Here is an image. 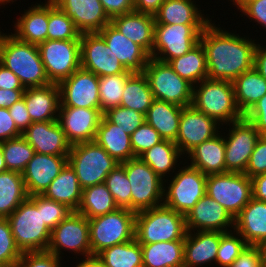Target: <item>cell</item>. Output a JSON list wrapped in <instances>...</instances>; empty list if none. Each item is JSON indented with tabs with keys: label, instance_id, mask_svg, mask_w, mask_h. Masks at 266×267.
I'll list each match as a JSON object with an SVG mask.
<instances>
[{
	"label": "cell",
	"instance_id": "cell-1",
	"mask_svg": "<svg viewBox=\"0 0 266 267\" xmlns=\"http://www.w3.org/2000/svg\"><path fill=\"white\" fill-rule=\"evenodd\" d=\"M243 36L236 34V31H225L212 21L205 27L200 42L206 52L209 79L233 82L254 67L257 43Z\"/></svg>",
	"mask_w": 266,
	"mask_h": 267
},
{
	"label": "cell",
	"instance_id": "cell-2",
	"mask_svg": "<svg viewBox=\"0 0 266 267\" xmlns=\"http://www.w3.org/2000/svg\"><path fill=\"white\" fill-rule=\"evenodd\" d=\"M0 63L17 76L24 88L50 84L37 45L0 30Z\"/></svg>",
	"mask_w": 266,
	"mask_h": 267
},
{
	"label": "cell",
	"instance_id": "cell-3",
	"mask_svg": "<svg viewBox=\"0 0 266 267\" xmlns=\"http://www.w3.org/2000/svg\"><path fill=\"white\" fill-rule=\"evenodd\" d=\"M7 219L21 252L48 249L52 231L43 221L42 194L29 196Z\"/></svg>",
	"mask_w": 266,
	"mask_h": 267
},
{
	"label": "cell",
	"instance_id": "cell-4",
	"mask_svg": "<svg viewBox=\"0 0 266 267\" xmlns=\"http://www.w3.org/2000/svg\"><path fill=\"white\" fill-rule=\"evenodd\" d=\"M191 105L223 126L244 118L236 104L234 85L230 81L206 78L197 83L193 86Z\"/></svg>",
	"mask_w": 266,
	"mask_h": 267
},
{
	"label": "cell",
	"instance_id": "cell-5",
	"mask_svg": "<svg viewBox=\"0 0 266 267\" xmlns=\"http://www.w3.org/2000/svg\"><path fill=\"white\" fill-rule=\"evenodd\" d=\"M185 215L160 205L136 212L135 239L140 244L185 240Z\"/></svg>",
	"mask_w": 266,
	"mask_h": 267
},
{
	"label": "cell",
	"instance_id": "cell-6",
	"mask_svg": "<svg viewBox=\"0 0 266 267\" xmlns=\"http://www.w3.org/2000/svg\"><path fill=\"white\" fill-rule=\"evenodd\" d=\"M135 216L136 212L128 208H118L105 215L88 219L92 258L105 248L133 240Z\"/></svg>",
	"mask_w": 266,
	"mask_h": 267
},
{
	"label": "cell",
	"instance_id": "cell-7",
	"mask_svg": "<svg viewBox=\"0 0 266 267\" xmlns=\"http://www.w3.org/2000/svg\"><path fill=\"white\" fill-rule=\"evenodd\" d=\"M68 164L75 171L79 184L85 189L104 183L118 161L111 157L96 141L71 146Z\"/></svg>",
	"mask_w": 266,
	"mask_h": 267
},
{
	"label": "cell",
	"instance_id": "cell-8",
	"mask_svg": "<svg viewBox=\"0 0 266 267\" xmlns=\"http://www.w3.org/2000/svg\"><path fill=\"white\" fill-rule=\"evenodd\" d=\"M174 174L170 181L164 180L163 205L186 215L206 194L207 175L189 164Z\"/></svg>",
	"mask_w": 266,
	"mask_h": 267
},
{
	"label": "cell",
	"instance_id": "cell-9",
	"mask_svg": "<svg viewBox=\"0 0 266 267\" xmlns=\"http://www.w3.org/2000/svg\"><path fill=\"white\" fill-rule=\"evenodd\" d=\"M208 24H155L154 45L150 57L168 63L185 55L200 42Z\"/></svg>",
	"mask_w": 266,
	"mask_h": 267
},
{
	"label": "cell",
	"instance_id": "cell-10",
	"mask_svg": "<svg viewBox=\"0 0 266 267\" xmlns=\"http://www.w3.org/2000/svg\"><path fill=\"white\" fill-rule=\"evenodd\" d=\"M131 186V210L139 212L163 204L164 180L139 157L121 163Z\"/></svg>",
	"mask_w": 266,
	"mask_h": 267
},
{
	"label": "cell",
	"instance_id": "cell-11",
	"mask_svg": "<svg viewBox=\"0 0 266 267\" xmlns=\"http://www.w3.org/2000/svg\"><path fill=\"white\" fill-rule=\"evenodd\" d=\"M143 73L154 99L181 107L191 105L193 85L181 78L168 63L150 57Z\"/></svg>",
	"mask_w": 266,
	"mask_h": 267
},
{
	"label": "cell",
	"instance_id": "cell-12",
	"mask_svg": "<svg viewBox=\"0 0 266 267\" xmlns=\"http://www.w3.org/2000/svg\"><path fill=\"white\" fill-rule=\"evenodd\" d=\"M206 194L235 218L252 198V181L244 173L210 174L207 175Z\"/></svg>",
	"mask_w": 266,
	"mask_h": 267
},
{
	"label": "cell",
	"instance_id": "cell-13",
	"mask_svg": "<svg viewBox=\"0 0 266 267\" xmlns=\"http://www.w3.org/2000/svg\"><path fill=\"white\" fill-rule=\"evenodd\" d=\"M38 49L51 83L58 84L81 67L80 39L46 40Z\"/></svg>",
	"mask_w": 266,
	"mask_h": 267
},
{
	"label": "cell",
	"instance_id": "cell-14",
	"mask_svg": "<svg viewBox=\"0 0 266 267\" xmlns=\"http://www.w3.org/2000/svg\"><path fill=\"white\" fill-rule=\"evenodd\" d=\"M47 250L61 259L62 250L82 255L85 259L92 258L88 218L73 211L52 230Z\"/></svg>",
	"mask_w": 266,
	"mask_h": 267
},
{
	"label": "cell",
	"instance_id": "cell-15",
	"mask_svg": "<svg viewBox=\"0 0 266 267\" xmlns=\"http://www.w3.org/2000/svg\"><path fill=\"white\" fill-rule=\"evenodd\" d=\"M225 125L232 126L224 136L226 172L245 173L260 133L245 118Z\"/></svg>",
	"mask_w": 266,
	"mask_h": 267
},
{
	"label": "cell",
	"instance_id": "cell-16",
	"mask_svg": "<svg viewBox=\"0 0 266 267\" xmlns=\"http://www.w3.org/2000/svg\"><path fill=\"white\" fill-rule=\"evenodd\" d=\"M80 58L81 68L93 72L98 77L132 73L119 62L98 32L81 33Z\"/></svg>",
	"mask_w": 266,
	"mask_h": 267
},
{
	"label": "cell",
	"instance_id": "cell-17",
	"mask_svg": "<svg viewBox=\"0 0 266 267\" xmlns=\"http://www.w3.org/2000/svg\"><path fill=\"white\" fill-rule=\"evenodd\" d=\"M60 107L100 109L99 77L83 68L58 83Z\"/></svg>",
	"mask_w": 266,
	"mask_h": 267
},
{
	"label": "cell",
	"instance_id": "cell-18",
	"mask_svg": "<svg viewBox=\"0 0 266 267\" xmlns=\"http://www.w3.org/2000/svg\"><path fill=\"white\" fill-rule=\"evenodd\" d=\"M221 125L212 117L200 112L192 105L182 108L179 131L175 144L185 156L195 146L217 135ZM186 153V154H185Z\"/></svg>",
	"mask_w": 266,
	"mask_h": 267
},
{
	"label": "cell",
	"instance_id": "cell-19",
	"mask_svg": "<svg viewBox=\"0 0 266 267\" xmlns=\"http://www.w3.org/2000/svg\"><path fill=\"white\" fill-rule=\"evenodd\" d=\"M103 113L100 109L59 107L58 122L71 145L95 141Z\"/></svg>",
	"mask_w": 266,
	"mask_h": 267
},
{
	"label": "cell",
	"instance_id": "cell-20",
	"mask_svg": "<svg viewBox=\"0 0 266 267\" xmlns=\"http://www.w3.org/2000/svg\"><path fill=\"white\" fill-rule=\"evenodd\" d=\"M185 220L187 231H217L226 233L234 228V218L208 194H205L187 212Z\"/></svg>",
	"mask_w": 266,
	"mask_h": 267
},
{
	"label": "cell",
	"instance_id": "cell-21",
	"mask_svg": "<svg viewBox=\"0 0 266 267\" xmlns=\"http://www.w3.org/2000/svg\"><path fill=\"white\" fill-rule=\"evenodd\" d=\"M68 164V155H47L35 152L22 173L28 196L43 194Z\"/></svg>",
	"mask_w": 266,
	"mask_h": 267
},
{
	"label": "cell",
	"instance_id": "cell-22",
	"mask_svg": "<svg viewBox=\"0 0 266 267\" xmlns=\"http://www.w3.org/2000/svg\"><path fill=\"white\" fill-rule=\"evenodd\" d=\"M22 137L40 154L69 155L72 146L58 120L33 122Z\"/></svg>",
	"mask_w": 266,
	"mask_h": 267
},
{
	"label": "cell",
	"instance_id": "cell-23",
	"mask_svg": "<svg viewBox=\"0 0 266 267\" xmlns=\"http://www.w3.org/2000/svg\"><path fill=\"white\" fill-rule=\"evenodd\" d=\"M69 16L81 33L101 31L111 19L100 0H52Z\"/></svg>",
	"mask_w": 266,
	"mask_h": 267
},
{
	"label": "cell",
	"instance_id": "cell-24",
	"mask_svg": "<svg viewBox=\"0 0 266 267\" xmlns=\"http://www.w3.org/2000/svg\"><path fill=\"white\" fill-rule=\"evenodd\" d=\"M127 71L143 73L150 55L138 44L120 33L111 23L98 32Z\"/></svg>",
	"mask_w": 266,
	"mask_h": 267
},
{
	"label": "cell",
	"instance_id": "cell-25",
	"mask_svg": "<svg viewBox=\"0 0 266 267\" xmlns=\"http://www.w3.org/2000/svg\"><path fill=\"white\" fill-rule=\"evenodd\" d=\"M223 234L217 231H188L184 240V267H199L212 262L216 264Z\"/></svg>",
	"mask_w": 266,
	"mask_h": 267
},
{
	"label": "cell",
	"instance_id": "cell-26",
	"mask_svg": "<svg viewBox=\"0 0 266 267\" xmlns=\"http://www.w3.org/2000/svg\"><path fill=\"white\" fill-rule=\"evenodd\" d=\"M23 98L32 122L58 119L60 90L57 83L25 88Z\"/></svg>",
	"mask_w": 266,
	"mask_h": 267
},
{
	"label": "cell",
	"instance_id": "cell-27",
	"mask_svg": "<svg viewBox=\"0 0 266 267\" xmlns=\"http://www.w3.org/2000/svg\"><path fill=\"white\" fill-rule=\"evenodd\" d=\"M110 23L128 39L141 46L149 55L154 45L155 18L153 15L132 11L111 18Z\"/></svg>",
	"mask_w": 266,
	"mask_h": 267
},
{
	"label": "cell",
	"instance_id": "cell-28",
	"mask_svg": "<svg viewBox=\"0 0 266 267\" xmlns=\"http://www.w3.org/2000/svg\"><path fill=\"white\" fill-rule=\"evenodd\" d=\"M234 231L239 233L247 245L256 246L266 239V202L253 197L234 218Z\"/></svg>",
	"mask_w": 266,
	"mask_h": 267
},
{
	"label": "cell",
	"instance_id": "cell-29",
	"mask_svg": "<svg viewBox=\"0 0 266 267\" xmlns=\"http://www.w3.org/2000/svg\"><path fill=\"white\" fill-rule=\"evenodd\" d=\"M195 146L187 154L190 166L199 169L203 174H219L226 172L225 166V140L222 133ZM190 157V158H189Z\"/></svg>",
	"mask_w": 266,
	"mask_h": 267
},
{
	"label": "cell",
	"instance_id": "cell-30",
	"mask_svg": "<svg viewBox=\"0 0 266 267\" xmlns=\"http://www.w3.org/2000/svg\"><path fill=\"white\" fill-rule=\"evenodd\" d=\"M22 16L14 23V33L17 39L39 45L47 40L48 31V0L45 3H37L28 7Z\"/></svg>",
	"mask_w": 266,
	"mask_h": 267
},
{
	"label": "cell",
	"instance_id": "cell-31",
	"mask_svg": "<svg viewBox=\"0 0 266 267\" xmlns=\"http://www.w3.org/2000/svg\"><path fill=\"white\" fill-rule=\"evenodd\" d=\"M95 141L119 163L135 158L127 132L102 116Z\"/></svg>",
	"mask_w": 266,
	"mask_h": 267
},
{
	"label": "cell",
	"instance_id": "cell-32",
	"mask_svg": "<svg viewBox=\"0 0 266 267\" xmlns=\"http://www.w3.org/2000/svg\"><path fill=\"white\" fill-rule=\"evenodd\" d=\"M194 0H165L154 15L155 24H209Z\"/></svg>",
	"mask_w": 266,
	"mask_h": 267
},
{
	"label": "cell",
	"instance_id": "cell-33",
	"mask_svg": "<svg viewBox=\"0 0 266 267\" xmlns=\"http://www.w3.org/2000/svg\"><path fill=\"white\" fill-rule=\"evenodd\" d=\"M182 108L173 103L154 99L145 115V121L163 139L175 141L179 131Z\"/></svg>",
	"mask_w": 266,
	"mask_h": 267
},
{
	"label": "cell",
	"instance_id": "cell-34",
	"mask_svg": "<svg viewBox=\"0 0 266 267\" xmlns=\"http://www.w3.org/2000/svg\"><path fill=\"white\" fill-rule=\"evenodd\" d=\"M143 267H184V240L141 244Z\"/></svg>",
	"mask_w": 266,
	"mask_h": 267
},
{
	"label": "cell",
	"instance_id": "cell-35",
	"mask_svg": "<svg viewBox=\"0 0 266 267\" xmlns=\"http://www.w3.org/2000/svg\"><path fill=\"white\" fill-rule=\"evenodd\" d=\"M82 190L75 171L67 164L42 195L77 211L82 198Z\"/></svg>",
	"mask_w": 266,
	"mask_h": 267
},
{
	"label": "cell",
	"instance_id": "cell-36",
	"mask_svg": "<svg viewBox=\"0 0 266 267\" xmlns=\"http://www.w3.org/2000/svg\"><path fill=\"white\" fill-rule=\"evenodd\" d=\"M181 156L184 155L180 152L174 141L163 139L161 142L142 153L139 158L147 163L160 178L165 180V177H171V174L176 172L174 170L177 169V166L178 169L180 168L177 162L180 161L179 158H181Z\"/></svg>",
	"mask_w": 266,
	"mask_h": 267
},
{
	"label": "cell",
	"instance_id": "cell-37",
	"mask_svg": "<svg viewBox=\"0 0 266 267\" xmlns=\"http://www.w3.org/2000/svg\"><path fill=\"white\" fill-rule=\"evenodd\" d=\"M236 104L245 115L266 94V80L253 67L233 81Z\"/></svg>",
	"mask_w": 266,
	"mask_h": 267
},
{
	"label": "cell",
	"instance_id": "cell-38",
	"mask_svg": "<svg viewBox=\"0 0 266 267\" xmlns=\"http://www.w3.org/2000/svg\"><path fill=\"white\" fill-rule=\"evenodd\" d=\"M168 64L193 86L208 78L206 52L201 42L185 55L171 59Z\"/></svg>",
	"mask_w": 266,
	"mask_h": 267
},
{
	"label": "cell",
	"instance_id": "cell-39",
	"mask_svg": "<svg viewBox=\"0 0 266 267\" xmlns=\"http://www.w3.org/2000/svg\"><path fill=\"white\" fill-rule=\"evenodd\" d=\"M23 175L16 171L0 173V218H7L28 198Z\"/></svg>",
	"mask_w": 266,
	"mask_h": 267
},
{
	"label": "cell",
	"instance_id": "cell-40",
	"mask_svg": "<svg viewBox=\"0 0 266 267\" xmlns=\"http://www.w3.org/2000/svg\"><path fill=\"white\" fill-rule=\"evenodd\" d=\"M118 208L106 184L100 183L82 190L81 202L76 212L92 219Z\"/></svg>",
	"mask_w": 266,
	"mask_h": 267
},
{
	"label": "cell",
	"instance_id": "cell-41",
	"mask_svg": "<svg viewBox=\"0 0 266 267\" xmlns=\"http://www.w3.org/2000/svg\"><path fill=\"white\" fill-rule=\"evenodd\" d=\"M94 258L104 267H143L141 244L135 238L105 248Z\"/></svg>",
	"mask_w": 266,
	"mask_h": 267
},
{
	"label": "cell",
	"instance_id": "cell-42",
	"mask_svg": "<svg viewBox=\"0 0 266 267\" xmlns=\"http://www.w3.org/2000/svg\"><path fill=\"white\" fill-rule=\"evenodd\" d=\"M153 100V93L145 74L132 73L125 84L120 106L146 115Z\"/></svg>",
	"mask_w": 266,
	"mask_h": 267
},
{
	"label": "cell",
	"instance_id": "cell-43",
	"mask_svg": "<svg viewBox=\"0 0 266 267\" xmlns=\"http://www.w3.org/2000/svg\"><path fill=\"white\" fill-rule=\"evenodd\" d=\"M8 171L23 173L35 154L34 148L22 137L0 142Z\"/></svg>",
	"mask_w": 266,
	"mask_h": 267
},
{
	"label": "cell",
	"instance_id": "cell-44",
	"mask_svg": "<svg viewBox=\"0 0 266 267\" xmlns=\"http://www.w3.org/2000/svg\"><path fill=\"white\" fill-rule=\"evenodd\" d=\"M81 32L73 20L66 15L52 0H48L47 40L80 39Z\"/></svg>",
	"mask_w": 266,
	"mask_h": 267
},
{
	"label": "cell",
	"instance_id": "cell-45",
	"mask_svg": "<svg viewBox=\"0 0 266 267\" xmlns=\"http://www.w3.org/2000/svg\"><path fill=\"white\" fill-rule=\"evenodd\" d=\"M132 73L99 77V99L102 113L121 105L125 84Z\"/></svg>",
	"mask_w": 266,
	"mask_h": 267
},
{
	"label": "cell",
	"instance_id": "cell-46",
	"mask_svg": "<svg viewBox=\"0 0 266 267\" xmlns=\"http://www.w3.org/2000/svg\"><path fill=\"white\" fill-rule=\"evenodd\" d=\"M119 208L131 210V186L124 166L119 163L107 175L105 182Z\"/></svg>",
	"mask_w": 266,
	"mask_h": 267
},
{
	"label": "cell",
	"instance_id": "cell-47",
	"mask_svg": "<svg viewBox=\"0 0 266 267\" xmlns=\"http://www.w3.org/2000/svg\"><path fill=\"white\" fill-rule=\"evenodd\" d=\"M246 246L244 238L236 231L224 233L220 238L216 264L220 267H229Z\"/></svg>",
	"mask_w": 266,
	"mask_h": 267
},
{
	"label": "cell",
	"instance_id": "cell-48",
	"mask_svg": "<svg viewBox=\"0 0 266 267\" xmlns=\"http://www.w3.org/2000/svg\"><path fill=\"white\" fill-rule=\"evenodd\" d=\"M103 116L111 123L131 135L145 122V115L126 107L118 106L103 113Z\"/></svg>",
	"mask_w": 266,
	"mask_h": 267
},
{
	"label": "cell",
	"instance_id": "cell-49",
	"mask_svg": "<svg viewBox=\"0 0 266 267\" xmlns=\"http://www.w3.org/2000/svg\"><path fill=\"white\" fill-rule=\"evenodd\" d=\"M22 252L16 246L7 218H0V262L14 267Z\"/></svg>",
	"mask_w": 266,
	"mask_h": 267
},
{
	"label": "cell",
	"instance_id": "cell-50",
	"mask_svg": "<svg viewBox=\"0 0 266 267\" xmlns=\"http://www.w3.org/2000/svg\"><path fill=\"white\" fill-rule=\"evenodd\" d=\"M132 151L135 157L161 142L163 138L146 121L130 135Z\"/></svg>",
	"mask_w": 266,
	"mask_h": 267
},
{
	"label": "cell",
	"instance_id": "cell-51",
	"mask_svg": "<svg viewBox=\"0 0 266 267\" xmlns=\"http://www.w3.org/2000/svg\"><path fill=\"white\" fill-rule=\"evenodd\" d=\"M73 210L66 204L56 202L42 195V216L46 226L52 231L63 219H66Z\"/></svg>",
	"mask_w": 266,
	"mask_h": 267
},
{
	"label": "cell",
	"instance_id": "cell-52",
	"mask_svg": "<svg viewBox=\"0 0 266 267\" xmlns=\"http://www.w3.org/2000/svg\"><path fill=\"white\" fill-rule=\"evenodd\" d=\"M61 258L48 250L22 252L14 267H62Z\"/></svg>",
	"mask_w": 266,
	"mask_h": 267
},
{
	"label": "cell",
	"instance_id": "cell-53",
	"mask_svg": "<svg viewBox=\"0 0 266 267\" xmlns=\"http://www.w3.org/2000/svg\"><path fill=\"white\" fill-rule=\"evenodd\" d=\"M266 173V141L261 137L249 158L245 173L249 178Z\"/></svg>",
	"mask_w": 266,
	"mask_h": 267
},
{
	"label": "cell",
	"instance_id": "cell-54",
	"mask_svg": "<svg viewBox=\"0 0 266 267\" xmlns=\"http://www.w3.org/2000/svg\"><path fill=\"white\" fill-rule=\"evenodd\" d=\"M240 12H243L240 15H246L251 21L266 29V0H251L240 9Z\"/></svg>",
	"mask_w": 266,
	"mask_h": 267
},
{
	"label": "cell",
	"instance_id": "cell-55",
	"mask_svg": "<svg viewBox=\"0 0 266 267\" xmlns=\"http://www.w3.org/2000/svg\"><path fill=\"white\" fill-rule=\"evenodd\" d=\"M260 135L266 130V94L244 115Z\"/></svg>",
	"mask_w": 266,
	"mask_h": 267
},
{
	"label": "cell",
	"instance_id": "cell-56",
	"mask_svg": "<svg viewBox=\"0 0 266 267\" xmlns=\"http://www.w3.org/2000/svg\"><path fill=\"white\" fill-rule=\"evenodd\" d=\"M22 136L7 108H0V142Z\"/></svg>",
	"mask_w": 266,
	"mask_h": 267
},
{
	"label": "cell",
	"instance_id": "cell-57",
	"mask_svg": "<svg viewBox=\"0 0 266 267\" xmlns=\"http://www.w3.org/2000/svg\"><path fill=\"white\" fill-rule=\"evenodd\" d=\"M8 111L17 128L22 133L33 123L26 108L24 98L14 103L10 108H8Z\"/></svg>",
	"mask_w": 266,
	"mask_h": 267
},
{
	"label": "cell",
	"instance_id": "cell-58",
	"mask_svg": "<svg viewBox=\"0 0 266 267\" xmlns=\"http://www.w3.org/2000/svg\"><path fill=\"white\" fill-rule=\"evenodd\" d=\"M229 267H262L258 248L247 245Z\"/></svg>",
	"mask_w": 266,
	"mask_h": 267
},
{
	"label": "cell",
	"instance_id": "cell-59",
	"mask_svg": "<svg viewBox=\"0 0 266 267\" xmlns=\"http://www.w3.org/2000/svg\"><path fill=\"white\" fill-rule=\"evenodd\" d=\"M100 2L110 19L134 11V0H100Z\"/></svg>",
	"mask_w": 266,
	"mask_h": 267
},
{
	"label": "cell",
	"instance_id": "cell-60",
	"mask_svg": "<svg viewBox=\"0 0 266 267\" xmlns=\"http://www.w3.org/2000/svg\"><path fill=\"white\" fill-rule=\"evenodd\" d=\"M0 89L25 90L19 78L0 63Z\"/></svg>",
	"mask_w": 266,
	"mask_h": 267
},
{
	"label": "cell",
	"instance_id": "cell-61",
	"mask_svg": "<svg viewBox=\"0 0 266 267\" xmlns=\"http://www.w3.org/2000/svg\"><path fill=\"white\" fill-rule=\"evenodd\" d=\"M165 0H134V11L155 15Z\"/></svg>",
	"mask_w": 266,
	"mask_h": 267
},
{
	"label": "cell",
	"instance_id": "cell-62",
	"mask_svg": "<svg viewBox=\"0 0 266 267\" xmlns=\"http://www.w3.org/2000/svg\"><path fill=\"white\" fill-rule=\"evenodd\" d=\"M252 181V197L266 202V173L254 176Z\"/></svg>",
	"mask_w": 266,
	"mask_h": 267
},
{
	"label": "cell",
	"instance_id": "cell-63",
	"mask_svg": "<svg viewBox=\"0 0 266 267\" xmlns=\"http://www.w3.org/2000/svg\"><path fill=\"white\" fill-rule=\"evenodd\" d=\"M24 91L0 89V108H10L14 103L23 98Z\"/></svg>",
	"mask_w": 266,
	"mask_h": 267
},
{
	"label": "cell",
	"instance_id": "cell-64",
	"mask_svg": "<svg viewBox=\"0 0 266 267\" xmlns=\"http://www.w3.org/2000/svg\"><path fill=\"white\" fill-rule=\"evenodd\" d=\"M258 43L254 52V68L266 80V45L261 46Z\"/></svg>",
	"mask_w": 266,
	"mask_h": 267
},
{
	"label": "cell",
	"instance_id": "cell-65",
	"mask_svg": "<svg viewBox=\"0 0 266 267\" xmlns=\"http://www.w3.org/2000/svg\"><path fill=\"white\" fill-rule=\"evenodd\" d=\"M80 262V263H79ZM76 264V267H104L96 258L84 259L81 261L79 260Z\"/></svg>",
	"mask_w": 266,
	"mask_h": 267
},
{
	"label": "cell",
	"instance_id": "cell-66",
	"mask_svg": "<svg viewBox=\"0 0 266 267\" xmlns=\"http://www.w3.org/2000/svg\"><path fill=\"white\" fill-rule=\"evenodd\" d=\"M260 254L262 267H266V239L256 245Z\"/></svg>",
	"mask_w": 266,
	"mask_h": 267
},
{
	"label": "cell",
	"instance_id": "cell-67",
	"mask_svg": "<svg viewBox=\"0 0 266 267\" xmlns=\"http://www.w3.org/2000/svg\"><path fill=\"white\" fill-rule=\"evenodd\" d=\"M6 165H5V160H4V156L2 153V150L0 148V173L6 171Z\"/></svg>",
	"mask_w": 266,
	"mask_h": 267
},
{
	"label": "cell",
	"instance_id": "cell-68",
	"mask_svg": "<svg viewBox=\"0 0 266 267\" xmlns=\"http://www.w3.org/2000/svg\"><path fill=\"white\" fill-rule=\"evenodd\" d=\"M251 0H234L233 5H236L237 9L240 10L247 2Z\"/></svg>",
	"mask_w": 266,
	"mask_h": 267
},
{
	"label": "cell",
	"instance_id": "cell-69",
	"mask_svg": "<svg viewBox=\"0 0 266 267\" xmlns=\"http://www.w3.org/2000/svg\"><path fill=\"white\" fill-rule=\"evenodd\" d=\"M15 1L14 0H0V6L1 5H6L7 3H10V2H15Z\"/></svg>",
	"mask_w": 266,
	"mask_h": 267
},
{
	"label": "cell",
	"instance_id": "cell-70",
	"mask_svg": "<svg viewBox=\"0 0 266 267\" xmlns=\"http://www.w3.org/2000/svg\"><path fill=\"white\" fill-rule=\"evenodd\" d=\"M260 137L266 141V130L260 135Z\"/></svg>",
	"mask_w": 266,
	"mask_h": 267
},
{
	"label": "cell",
	"instance_id": "cell-71",
	"mask_svg": "<svg viewBox=\"0 0 266 267\" xmlns=\"http://www.w3.org/2000/svg\"><path fill=\"white\" fill-rule=\"evenodd\" d=\"M0 267H10V266L0 262Z\"/></svg>",
	"mask_w": 266,
	"mask_h": 267
}]
</instances>
